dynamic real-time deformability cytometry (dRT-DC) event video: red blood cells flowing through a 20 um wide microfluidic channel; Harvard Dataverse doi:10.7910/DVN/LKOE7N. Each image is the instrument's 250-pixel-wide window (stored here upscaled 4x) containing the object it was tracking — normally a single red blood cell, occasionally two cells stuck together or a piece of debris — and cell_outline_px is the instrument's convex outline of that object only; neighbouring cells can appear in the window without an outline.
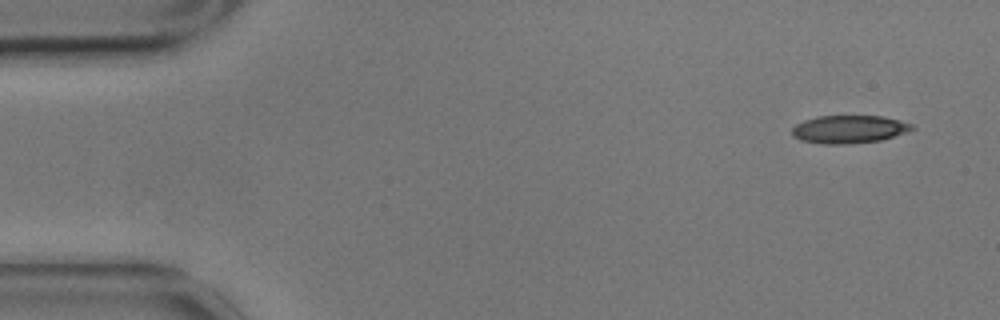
{"species": "common noctule bat (a hibernating species)", "species_latin": "Nyctalus noctula", "temperature_condition": "cold", "stored_images_in_passage": 54, "camera_frame_rate_fps": 3000, "um_per_image_px": 0.085, "animal": {"sex": "male", "body_mass_g": 17.9}, "frame": {"image": 1, "passage_image": 1, "time_ms": 0.0, "image_size_px": [1000, 320], "cell_outline_px": [[916, 128], [880, 140], [844, 144], [824, 144], [800, 140], [792, 136], [792, 128], [796, 124], [804, 120], [816, 116], [880, 116], [900, 120], [912, 124]], "centroid_in_image_um": [72.12, 10.98], "position_along_channel_um": 12.9, "area_um2": 19.36}}
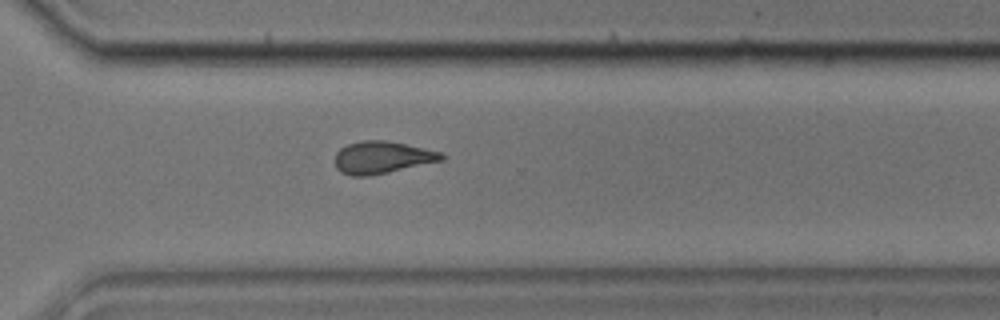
{"frame": {"image": 2, "passage_image": 38, "time_ms": 12.333, "image_size_px": [1000, 320], "cell_outline_px": [[444, 160], [388, 172], [368, 176], [352, 176], [340, 172], [336, 168], [336, 152], [340, 148], [348, 144], [364, 140], [384, 140], [404, 144], [440, 152], [444, 156]], "centroid_in_image_um": [32.44, 13.39], "position_along_channel_um": 338.2, "area_um2": 19.77}}
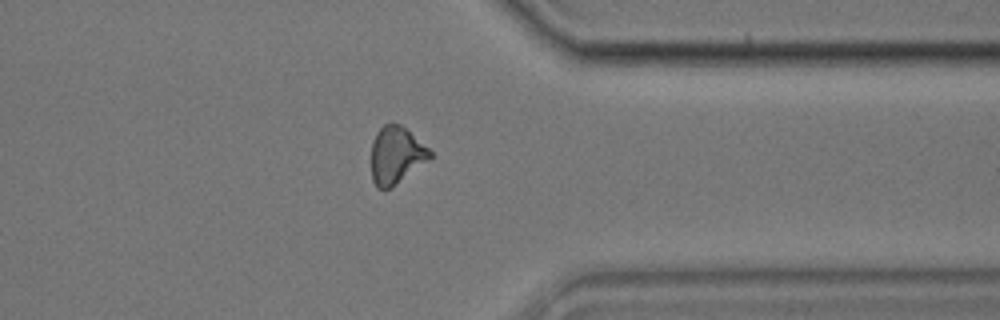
{"frame": {"image": 3, "passage_image": 42, "time_ms": 13.667, "image_size_px": [1000, 320], "cell_outline_px": [[432, 156], [388, 188], [376, 188], [372, 180], [372, 140], [376, 132], [384, 124], [392, 120], [400, 124], [428, 148], [432, 152]], "centroid_in_image_um": [33.62, 13.12], "position_along_channel_um": 377.8, "area_um2": 19.02}, "authors_computed_cell_mechanics": {"area_um2": 19.941, "velocity_mm_per_s": 3.4893, "shape_relaxation_time_tau1_ms": 9.3041, "shape_relaxation_time_tau2_ms": 3.4794, "deformation_change_tau1": 0.2197, "deformation_change_tau2": 0.1208}}